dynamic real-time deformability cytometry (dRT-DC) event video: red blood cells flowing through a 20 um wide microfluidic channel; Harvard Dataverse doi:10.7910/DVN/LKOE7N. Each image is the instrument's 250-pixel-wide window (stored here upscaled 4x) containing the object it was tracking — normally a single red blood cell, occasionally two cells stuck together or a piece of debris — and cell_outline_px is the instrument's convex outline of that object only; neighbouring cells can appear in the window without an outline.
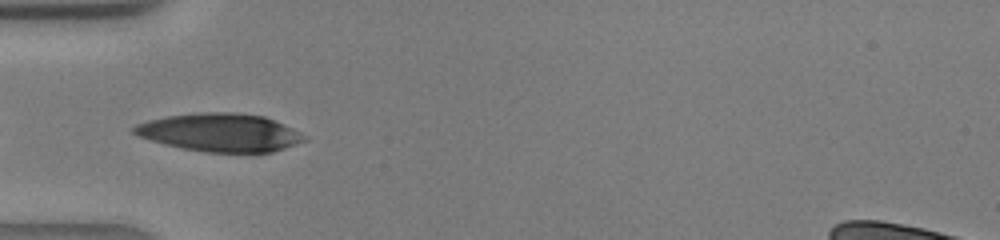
{"species": "human", "species_latin": "Homo sapiens", "temperature_condition": "warm", "stored_images_in_passage": 29, "camera_frame_rate_fps": 3000, "um_per_image_px": 0.085, "donor": {"sex": "male"}, "frame": {"image": 1, "passage_image": 4, "time_ms": 1.0, "image_size_px": [1000, 240], "cell_outline_px": [[308, 140], [272, 152], [208, 152], [184, 148], [164, 144], [140, 136], [132, 132], [132, 128], [136, 124], [148, 120], [168, 116], [204, 112], [236, 112], [264, 116], [292, 128], [308, 136]], "centroid_in_image_um": [18.74, 11.26], "position_along_channel_um": 66.3, "area_um2": 37.57}}
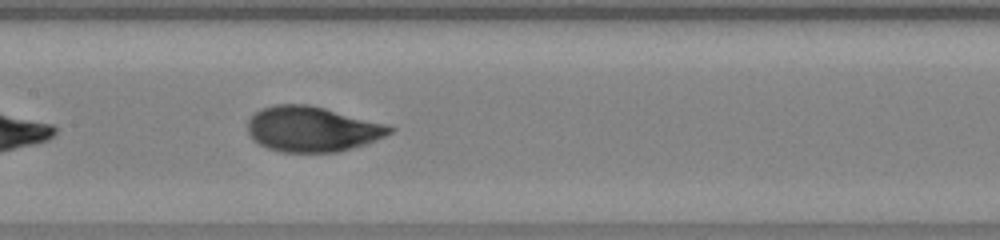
{"frame": {"image": 2, "passage_image": 11, "time_ms": 3.333, "image_size_px": [1000, 240], "cell_outline_px": [[396, 128], [392, 132], [368, 144], [336, 152], [284, 152], [268, 148], [252, 140], [248, 132], [248, 120], [256, 112], [264, 108], [276, 104], [308, 104], [388, 124]], "centroid_in_image_um": [26.56, 10.97], "position_along_channel_um": 180.8, "area_um2": 37.45}}
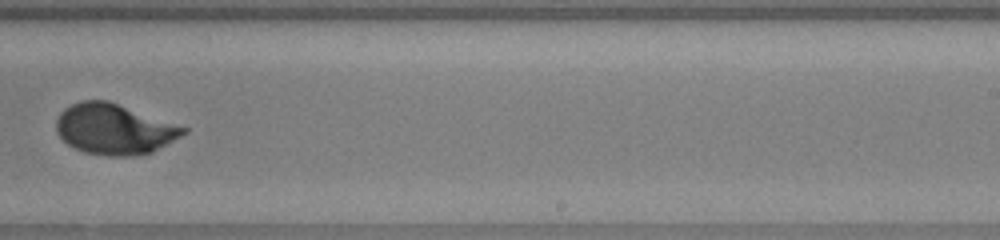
{"frame": {"image": 3, "passage_image": 17, "time_ms": 5.333, "image_size_px": [1000, 240], "cell_outline_px": [[188, 132], [152, 152], [132, 156], [108, 156], [84, 152], [68, 144], [56, 132], [56, 120], [60, 112], [64, 108], [80, 100], [108, 100], [188, 128]], "centroid_in_image_um": [9.7, 10.97], "position_along_channel_um": 279.3, "area_um2": 37.34}}